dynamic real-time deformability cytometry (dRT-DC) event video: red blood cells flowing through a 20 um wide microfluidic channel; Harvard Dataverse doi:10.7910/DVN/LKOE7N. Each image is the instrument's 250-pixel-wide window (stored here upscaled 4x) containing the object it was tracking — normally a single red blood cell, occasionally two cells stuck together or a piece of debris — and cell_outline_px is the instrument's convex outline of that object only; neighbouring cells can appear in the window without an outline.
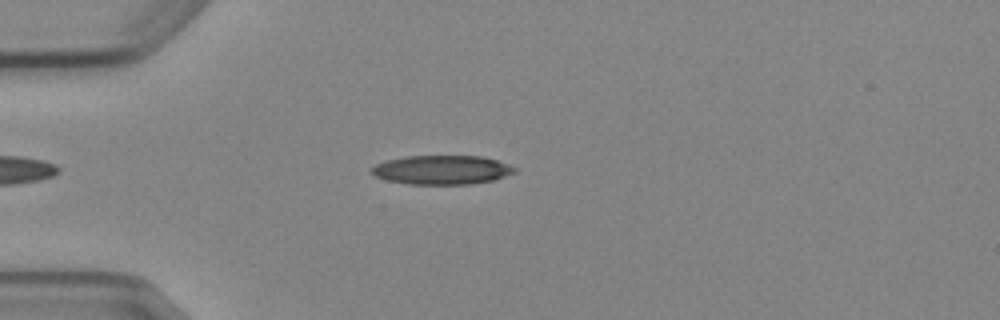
{"species": "Egyptian fruit bat (a non-hibernating species)", "species_latin": "Rousettus aegyptiacus", "temperature_condition": "cold", "stored_images_in_passage": 5, "camera_frame_rate_fps": 3000, "um_per_image_px": 0.085, "animal": {"sex": "female"}, "frame": {"image": 1, "passage_image": 5, "time_ms": 4.667, "image_size_px": [1000, 320], "cell_outline_px": [[516, 172], [492, 180], [472, 184], [408, 184], [388, 180], [376, 176], [368, 172], [376, 164], [384, 160], [404, 156], [480, 156], [496, 160], [508, 164], [516, 168]], "centroid_in_image_um": [37.52, 14.43], "position_along_channel_um": 47.5, "area_um2": 24.22}}